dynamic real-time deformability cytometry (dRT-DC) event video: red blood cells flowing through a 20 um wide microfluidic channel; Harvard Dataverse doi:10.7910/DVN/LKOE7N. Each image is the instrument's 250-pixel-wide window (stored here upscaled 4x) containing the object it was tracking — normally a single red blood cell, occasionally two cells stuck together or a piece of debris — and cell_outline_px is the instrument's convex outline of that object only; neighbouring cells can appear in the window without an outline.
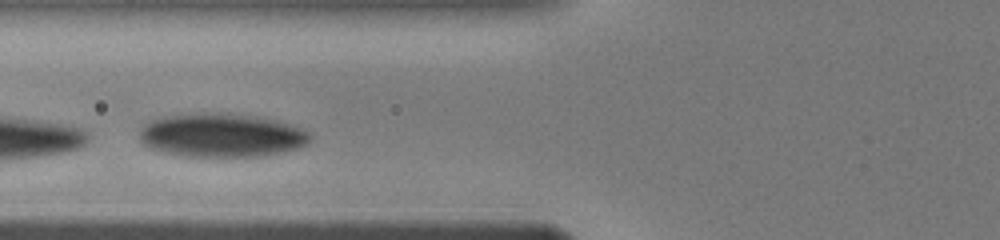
{"species": "human", "species_latin": "Homo sapiens", "temperature_condition": "warm", "stored_images_in_passage": 26, "camera_frame_rate_fps": 3000, "um_per_image_px": 0.085, "donor": {"sex": "male"}, "frame": {"image": 1, "passage_image": 7, "time_ms": 1.667, "image_size_px": [1000, 240], "cell_outline_px": [[312, 136], [308, 144], [296, 148], [264, 156], [180, 156], [164, 152], [140, 144], [140, 128], [148, 120], [160, 116], [204, 112], [216, 112], [252, 116], [280, 120], [300, 128], [308, 132]], "centroid_in_image_um": [18.78, 11.48], "position_along_channel_um": 107.0, "area_um2": 43.81}}
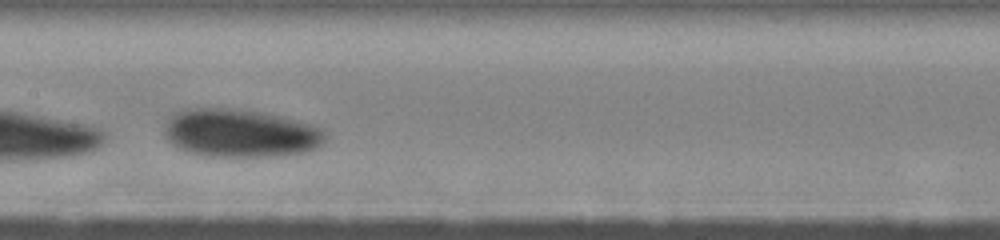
{"frame": {"image": 2, "passage_image": 18, "time_ms": 3.667, "image_size_px": [1000, 240], "cell_outline_px": [[328, 136], [316, 148], [300, 152], [280, 156], [200, 156], [188, 152], [172, 144], [164, 136], [164, 128], [172, 112], [180, 108], [240, 108], [280, 116], [312, 124], [320, 128]], "centroid_in_image_um": [20.36, 11.3], "position_along_channel_um": 187.0, "area_um2": 45.49}}